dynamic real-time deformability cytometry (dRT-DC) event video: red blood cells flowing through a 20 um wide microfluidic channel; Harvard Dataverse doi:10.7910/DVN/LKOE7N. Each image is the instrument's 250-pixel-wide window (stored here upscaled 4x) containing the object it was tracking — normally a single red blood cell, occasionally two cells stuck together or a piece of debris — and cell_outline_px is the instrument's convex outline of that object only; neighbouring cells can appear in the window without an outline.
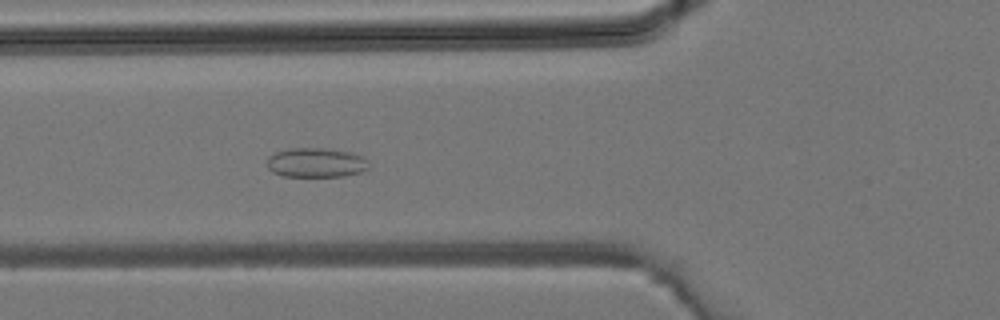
{"species": "common noctule bat (a hibernating species)", "species_latin": "Nyctalus noctula", "temperature_condition": "room temperature", "stored_images_in_passage": 30, "camera_frame_rate_fps": 3000, "um_per_image_px": 0.085, "animal": {"sex": "male", "body_mass_g": 19.2, "forearm_length_mm": 51.8}, "frame": {"image": 1, "passage_image": 7, "time_ms": 2.0, "image_size_px": [1000, 320], "cell_outline_px": [[368, 168], [360, 172], [344, 176], [284, 176], [272, 172], [268, 168], [268, 156], [276, 152], [292, 148], [324, 148], [348, 152], [360, 156], [364, 160]], "centroid_in_image_um": [26.8, 13.83], "position_along_channel_um": 99.0, "area_um2": 17.11}}
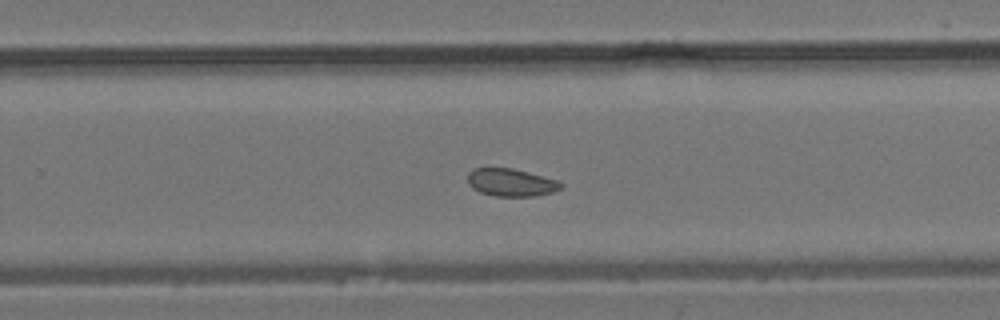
{"frame": {"image": 2, "passage_image": 17, "time_ms": 5.333, "image_size_px": [1000, 320], "cell_outline_px": [[564, 184], [560, 188], [552, 192], [536, 196], [496, 196], [480, 192], [472, 188], [468, 184], [468, 172], [472, 168], [512, 168], [560, 180]], "centroid_in_image_um": [43.44, 15.5], "position_along_channel_um": 286.4, "area_um2": 15.14}}
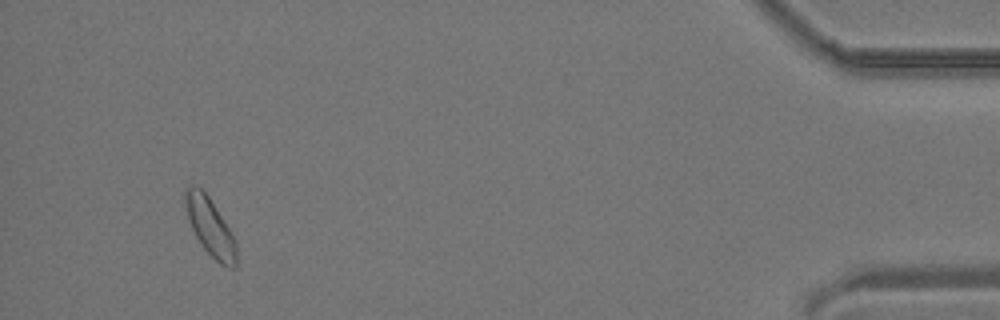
{"frame": {"image": 3, "passage_image": 28, "time_ms": 9.0, "image_size_px": [1000, 320], "cell_outline_px": [[236, 268], [228, 268], [220, 264], [200, 244], [188, 220], [184, 204], [184, 188], [192, 184], [196, 184], [208, 196], [236, 240]], "centroid_in_image_um": [17.83, 19.27], "position_along_channel_um": 417.4, "area_um2": 17.17}}